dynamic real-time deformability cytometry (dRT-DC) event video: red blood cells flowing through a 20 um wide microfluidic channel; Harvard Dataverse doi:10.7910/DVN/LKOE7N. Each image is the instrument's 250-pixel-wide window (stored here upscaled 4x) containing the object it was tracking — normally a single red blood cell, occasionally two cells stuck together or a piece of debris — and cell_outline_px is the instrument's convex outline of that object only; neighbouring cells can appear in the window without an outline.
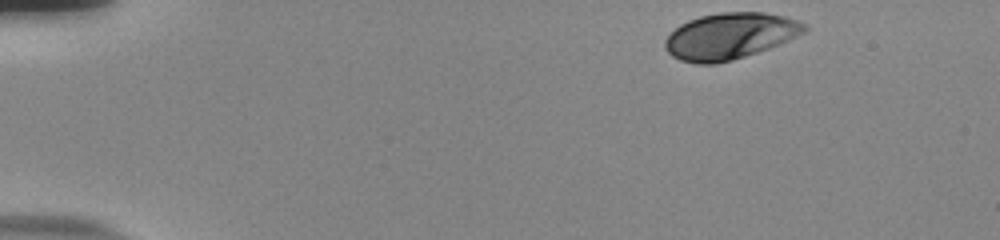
{"species": "human", "species_latin": "Homo sapiens", "temperature_condition": "room temperature", "stored_images_in_passage": 48, "camera_frame_rate_fps": 3000, "um_per_image_px": 0.085, "donor": {"sex": "male"}, "frame": {"image": 1, "passage_image": 1, "time_ms": 0.0, "image_size_px": [1000, 240], "cell_outline_px": [[808, 28], [804, 32], [788, 40], [768, 48], [732, 60], [716, 64], [696, 64], [680, 60], [672, 56], [664, 48], [664, 40], [680, 24], [688, 20], [700, 16], [720, 12], [764, 12], [784, 16], [808, 24]], "centroid_in_image_um": [62.02, 3.06], "position_along_channel_um": 23.0, "area_um2": 37.51}}
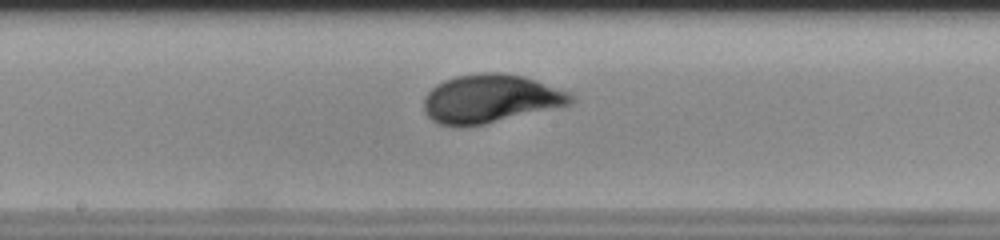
{"frame": {"image": 2, "passage_image": 24, "time_ms": 7.667, "image_size_px": [1000, 240], "cell_outline_px": [[576, 100], [572, 104], [484, 124], [460, 128], [440, 124], [432, 120], [424, 112], [424, 96], [436, 84], [444, 80], [456, 76], [484, 72], [500, 72], [520, 76], [536, 80], [568, 92]], "centroid_in_image_um": [41.65, 8.4], "position_along_channel_um": 206.6, "area_um2": 41.5}}
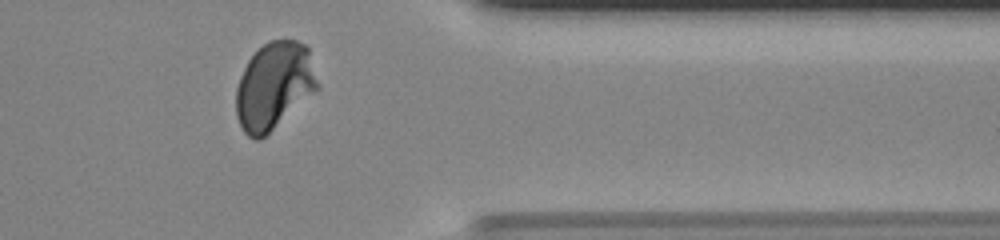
{"frame": {"image": 3, "passage_image": 39, "time_ms": 12.667, "image_size_px": [1000, 240], "cell_outline_px": [[320, 88], [260, 140], [256, 140], [248, 136], [244, 132], [236, 116], [236, 88], [240, 76], [248, 60], [268, 40], [296, 40], [308, 44], [320, 84]], "centroid_in_image_um": [23.33, 7.28], "position_along_channel_um": 388.1, "area_um2": 41.67}, "authors_computed_cell_mechanics": {"area_um2": 40.171, "velocity_mm_per_s": 3.8086, "shape_relaxation_time_tau1_ms": 3.2654, "shape_relaxation_time_tau2_ms": null, "deformation_change_tau1": 0.1512, "deformation_change_tau2": null}}